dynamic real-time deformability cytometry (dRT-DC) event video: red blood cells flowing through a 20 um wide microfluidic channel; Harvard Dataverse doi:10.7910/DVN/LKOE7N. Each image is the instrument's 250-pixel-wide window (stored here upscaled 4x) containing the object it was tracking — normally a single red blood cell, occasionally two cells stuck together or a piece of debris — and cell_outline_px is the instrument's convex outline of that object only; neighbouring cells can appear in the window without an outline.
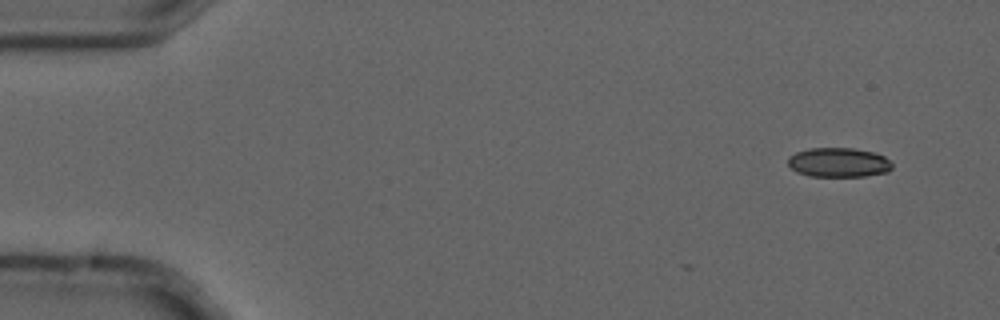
{"species": "common noctule bat (a hibernating species)", "species_latin": "Nyctalus noctula", "temperature_condition": "cold", "stored_images_in_passage": 4, "camera_frame_rate_fps": 3000, "um_per_image_px": 0.085, "animal": {"sex": "male", "forearm_length_mm": 52.5}, "frame": {"image": 1, "passage_image": 1, "time_ms": 0.0, "image_size_px": [1000, 320], "cell_outline_px": [[892, 168], [888, 172], [864, 176], [808, 176], [796, 172], [788, 164], [788, 156], [796, 152], [812, 148], [852, 148], [872, 152], [884, 156], [892, 164]], "centroid_in_image_um": [71.26, 13.81], "position_along_channel_um": 13.7, "area_um2": 17.8}}